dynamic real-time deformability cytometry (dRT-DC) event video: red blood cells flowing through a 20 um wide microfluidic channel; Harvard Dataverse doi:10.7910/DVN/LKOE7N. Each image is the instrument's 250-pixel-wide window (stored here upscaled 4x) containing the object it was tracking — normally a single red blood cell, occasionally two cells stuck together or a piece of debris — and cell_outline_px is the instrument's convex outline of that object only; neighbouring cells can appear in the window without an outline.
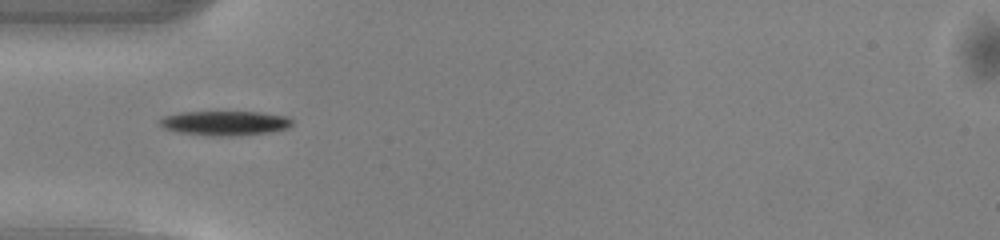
{"species": "common noctule bat (a hibernating species)", "species_latin": "Nyctalus noctula", "temperature_condition": "warm", "stored_images_in_passage": 36, "camera_frame_rate_fps": 3000, "um_per_image_px": 0.085, "animal": {"sex": "male", "body_mass_g": 13.0, "forearm_length_mm": 53.1}, "frame": {"image": 1, "passage_image": 2, "time_ms": 0.333, "image_size_px": [1000, 240], "cell_outline_px": [[292, 124], [288, 128], [268, 132], [228, 136], [212, 136], [180, 132], [164, 128], [160, 124], [160, 120], [164, 116], [180, 112], [260, 112], [288, 116], [292, 120]], "centroid_in_image_um": [19.14, 10.45], "position_along_channel_um": 65.9, "area_um2": 18.73}}
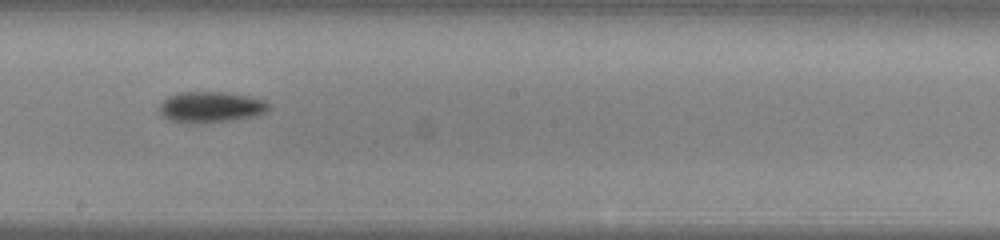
{"frame": {"image": 2, "passage_image": 14, "time_ms": 4.333, "image_size_px": [1000, 240], "cell_outline_px": [[272, 104], [264, 112], [256, 116], [232, 120], [200, 124], [192, 124], [168, 120], [160, 112], [160, 104], [168, 96], [180, 92], [220, 92], [248, 96], [264, 100]], "centroid_in_image_um": [17.91, 9.12], "position_along_channel_um": 230.3, "area_um2": 19.77}}
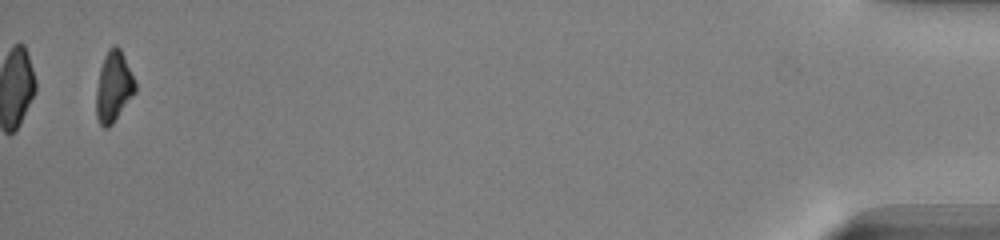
{"frame": {"image": 3, "passage_image": 35, "time_ms": 11.333, "image_size_px": [1000, 240], "cell_outline_px": [[136, 92], [112, 124], [108, 128], [104, 128], [100, 124], [96, 116], [96, 88], [100, 68], [104, 56], [108, 48], [112, 44], [116, 44], [120, 48], [136, 80]], "centroid_in_image_um": [9.66, 7.34], "position_along_channel_um": 425.5, "area_um2": 16.3}, "authors_computed_cell_mechanics": {"area_um2": 17.4556, "velocity_mm_per_s": 4.1284, "shape_relaxation_time_tau1_ms": 2.2331, "shape_relaxation_time_tau2_ms": null, "deformation_change_tau1": 0.1147, "deformation_change_tau2": null}}